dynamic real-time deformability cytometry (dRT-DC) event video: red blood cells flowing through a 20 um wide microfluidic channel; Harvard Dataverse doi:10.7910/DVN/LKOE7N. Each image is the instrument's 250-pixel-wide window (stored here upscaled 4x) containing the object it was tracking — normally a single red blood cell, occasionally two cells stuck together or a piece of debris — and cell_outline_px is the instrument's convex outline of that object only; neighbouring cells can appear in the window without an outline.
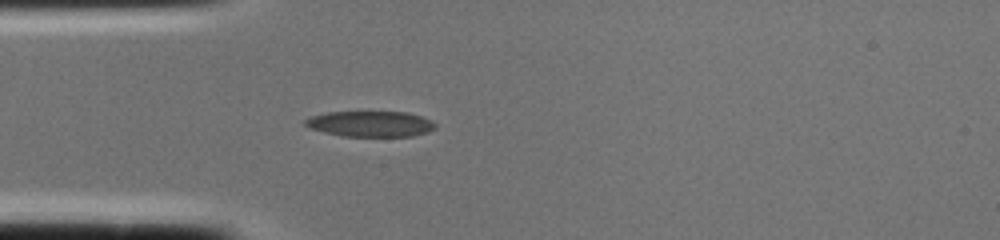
{"species": "common noctule bat (a hibernating species)", "species_latin": "Nyctalus noctula", "temperature_condition": "cold", "stored_images_in_passage": 1, "camera_frame_rate_fps": 3000, "um_per_image_px": 0.085, "animal": {"sex": "female", "body_mass_g": 22.0, "forearm_length_mm": 56.7}, "frame": {"image": 1, "passage_image": 1, "time_ms": 0.0, "image_size_px": [1000, 240], "cell_outline_px": [[436, 128], [428, 132], [412, 136], [344, 136], [324, 132], [308, 128], [304, 124], [304, 120], [308, 116], [328, 112], [408, 112], [432, 120], [436, 124]], "centroid_in_image_um": [31.47, 10.52], "position_along_channel_um": 53.5, "area_um2": 19.59}}